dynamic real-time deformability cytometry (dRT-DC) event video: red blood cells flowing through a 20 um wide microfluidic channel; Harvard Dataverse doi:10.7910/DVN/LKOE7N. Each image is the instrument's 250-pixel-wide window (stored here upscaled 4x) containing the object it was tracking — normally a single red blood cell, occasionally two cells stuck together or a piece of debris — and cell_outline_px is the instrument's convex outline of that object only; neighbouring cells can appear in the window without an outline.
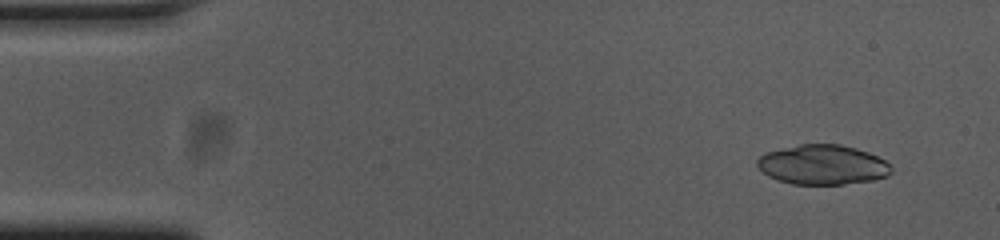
{"species": "common noctule bat (a hibernating species)", "species_latin": "Nyctalus noctula", "temperature_condition": "cold", "stored_images_in_passage": 54, "camera_frame_rate_fps": 3000, "um_per_image_px": 0.085, "animal": {"sex": "female", "body_mass_g": 23.0, "forearm_length_mm": 53.4}, "frame": {"image": 1, "passage_image": 4, "time_ms": 1.0, "image_size_px": [1000, 240], "cell_outline_px": [[892, 172], [888, 176], [872, 180], [844, 184], [792, 184], [776, 180], [768, 176], [756, 164], [756, 160], [764, 152], [800, 144], [840, 144], [856, 148], [868, 152], [884, 160], [892, 168]], "centroid_in_image_um": [69.91, 14.0], "position_along_channel_um": 15.1, "area_um2": 31.1}}